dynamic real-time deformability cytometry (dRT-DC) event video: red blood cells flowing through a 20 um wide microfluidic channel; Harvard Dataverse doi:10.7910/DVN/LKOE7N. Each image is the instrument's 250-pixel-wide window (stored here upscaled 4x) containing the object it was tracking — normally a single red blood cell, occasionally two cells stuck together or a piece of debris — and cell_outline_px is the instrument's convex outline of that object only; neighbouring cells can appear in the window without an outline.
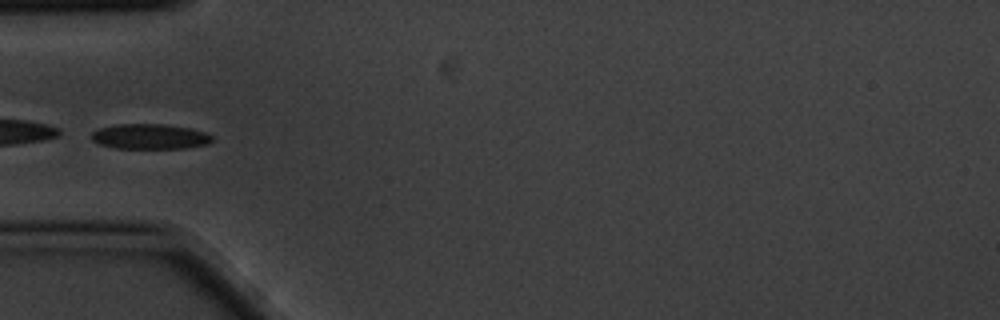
{"species": "common noctule bat (a hibernating species)", "species_latin": "Nyctalus noctula", "temperature_condition": "cold", "stored_images_in_passage": 9, "camera_frame_rate_fps": 3000, "um_per_image_px": 0.085, "animal": {"sex": "male", "body_mass_g": 20.1, "forearm_length_mm": 53.5}, "frame": {"image": 1, "passage_image": 4, "time_ms": 1.0, "image_size_px": [1000, 320], "cell_outline_px": [[212, 140], [208, 144], [184, 148], [116, 148], [100, 144], [92, 140], [92, 132], [100, 128], [116, 124], [164, 124], [188, 128], [204, 132], [212, 136]], "centroid_in_image_um": [12.73, 11.6], "position_along_channel_um": 72.3, "area_um2": 17.51}}